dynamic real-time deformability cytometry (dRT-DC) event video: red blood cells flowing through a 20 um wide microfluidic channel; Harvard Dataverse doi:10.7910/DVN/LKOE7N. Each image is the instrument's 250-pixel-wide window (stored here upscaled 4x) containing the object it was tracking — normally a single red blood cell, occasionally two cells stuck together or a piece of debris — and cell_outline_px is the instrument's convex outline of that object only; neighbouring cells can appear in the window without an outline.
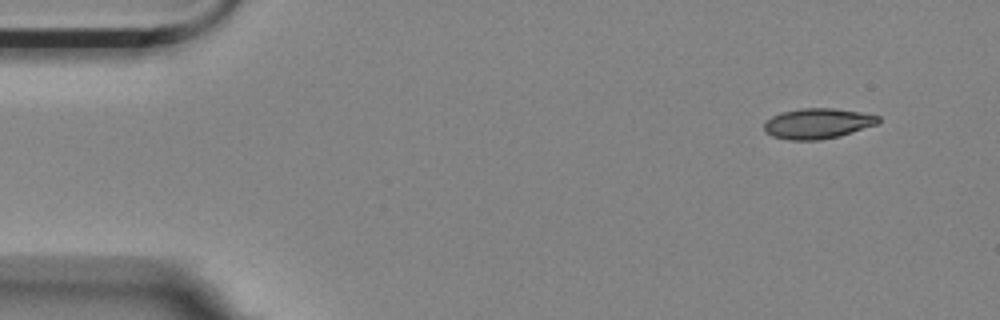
{"species": "Egyptian fruit bat (a non-hibernating species)", "species_latin": "Rousettus aegyptiacus", "temperature_condition": "room temperature", "stored_images_in_passage": 53, "camera_frame_rate_fps": 3000, "um_per_image_px": 0.085, "animal": {"sex": "female"}, "frame": {"image": 1, "passage_image": 1, "time_ms": 0.0, "image_size_px": [1000, 320], "cell_outline_px": [[880, 120], [876, 124], [840, 136], [816, 140], [788, 140], [772, 136], [764, 132], [764, 124], [772, 116], [780, 112], [800, 108], [832, 108], [860, 112], [880, 116]], "centroid_in_image_um": [69.46, 10.49], "position_along_channel_um": 15.5, "area_um2": 20.17}}
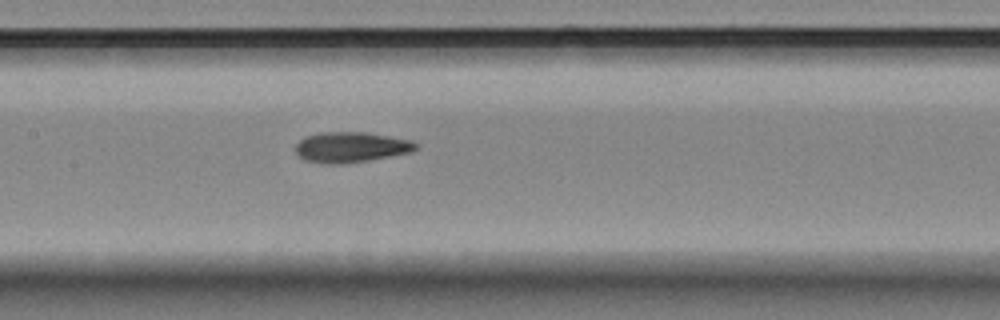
{"frame": {"image": 2, "passage_image": 23, "time_ms": 7.333, "image_size_px": [1000, 320], "cell_outline_px": [[420, 148], [412, 152], [368, 160], [340, 164], [328, 164], [304, 160], [296, 152], [296, 144], [304, 136], [320, 132], [364, 132], [412, 140], [420, 144]], "centroid_in_image_um": [29.86, 12.5], "position_along_channel_um": 177.5, "area_um2": 21.44}}
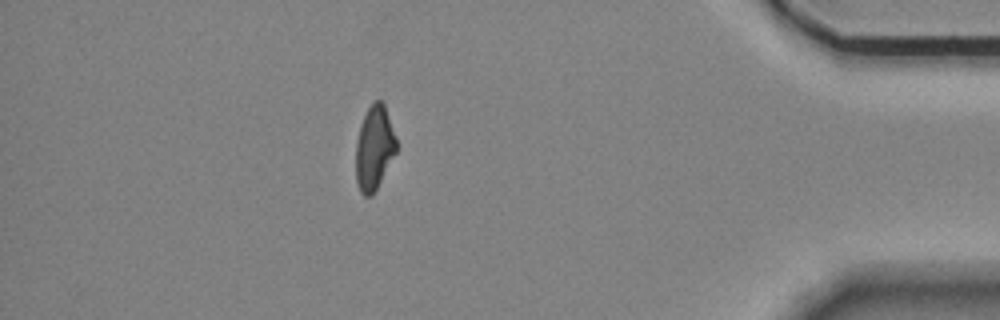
{"frame": {"image": 3, "passage_image": 46, "time_ms": 15.0, "image_size_px": [1000, 320], "cell_outline_px": [[396, 152], [372, 196], [364, 196], [360, 192], [356, 180], [356, 140], [360, 124], [372, 100], [380, 100], [384, 104], [396, 140]], "centroid_in_image_um": [31.78, 12.57], "position_along_channel_um": 403.4, "area_um2": 19.65}, "authors_computed_cell_mechanics": {"area_um2": 20.9236, "velocity_mm_per_s": 3.5142, "shape_relaxation_time_tau1_ms": 5.0821, "shape_relaxation_time_tau2_ms": 2.449, "deformation_change_tau1": 0.1695, "deformation_change_tau2": 0.0983}}